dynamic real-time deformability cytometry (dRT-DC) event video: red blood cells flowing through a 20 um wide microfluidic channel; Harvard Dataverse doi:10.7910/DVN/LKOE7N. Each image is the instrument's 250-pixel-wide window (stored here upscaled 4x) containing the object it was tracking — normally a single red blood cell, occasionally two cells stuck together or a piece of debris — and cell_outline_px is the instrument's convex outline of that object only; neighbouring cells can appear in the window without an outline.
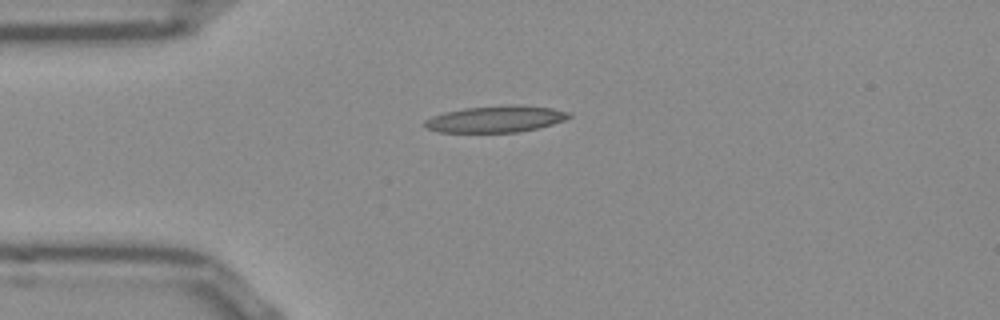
{"species": "Egyptian fruit bat (a non-hibernating species)", "species_latin": "Rousettus aegyptiacus", "temperature_condition": "room temperature", "stored_images_in_passage": 40, "camera_frame_rate_fps": 3000, "um_per_image_px": 0.085, "frame": {"image": 1, "passage_image": 1, "time_ms": 0.0, "image_size_px": [1000, 320], "cell_outline_px": [[572, 116], [564, 120], [540, 128], [516, 132], [436, 132], [424, 128], [424, 120], [432, 116], [444, 112], [464, 108], [508, 104], [520, 104], [552, 108], [568, 112]], "centroid_in_image_um": [42.11, 10.11], "position_along_channel_um": 42.9, "area_um2": 22.6}}
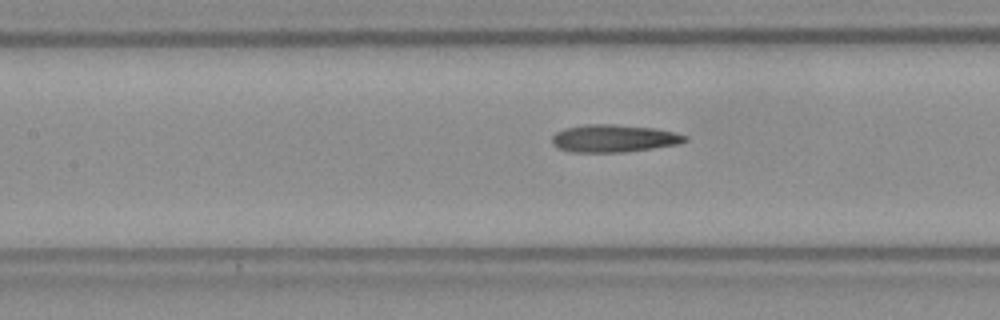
{"frame": {"image": 2, "passage_image": 11, "time_ms": 3.333, "image_size_px": [1000, 320], "cell_outline_px": [[688, 140], [680, 144], [624, 152], [572, 152], [560, 148], [552, 144], [552, 136], [556, 132], [564, 128], [584, 124], [616, 124], [656, 128], [676, 132], [688, 136]], "centroid_in_image_um": [52.2, 11.75], "position_along_channel_um": 155.2, "area_um2": 21.56}}
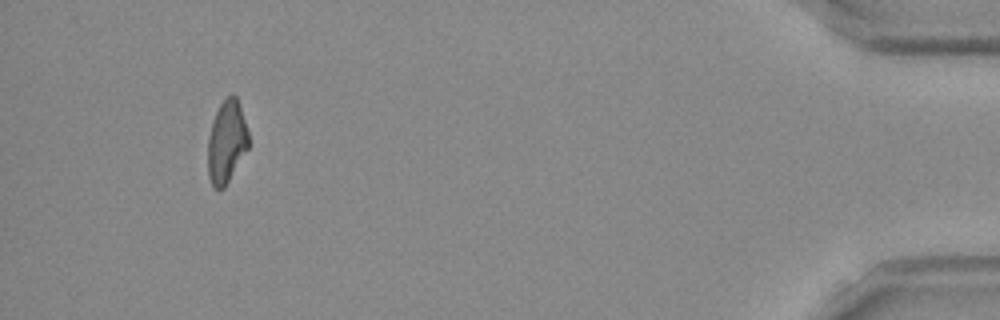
{"frame": {"image": 3, "passage_image": 37, "time_ms": 12.0, "image_size_px": [1000, 320], "cell_outline_px": [[248, 148], [224, 188], [216, 188], [212, 184], [208, 176], [208, 136], [212, 120], [224, 96], [232, 92], [236, 96], [248, 132]], "centroid_in_image_um": [19.24, 12.01], "position_along_channel_um": 416.0, "area_um2": 19.48}, "authors_computed_cell_mechanics": {"area_um2": 20.7213, "velocity_mm_per_s": 3.866, "shape_relaxation_time_tau1_ms": 10.8115, "shape_relaxation_time_tau2_ms": 5.2788, "deformation_change_tau1": 0.2593, "deformation_change_tau2": 0.1729}}